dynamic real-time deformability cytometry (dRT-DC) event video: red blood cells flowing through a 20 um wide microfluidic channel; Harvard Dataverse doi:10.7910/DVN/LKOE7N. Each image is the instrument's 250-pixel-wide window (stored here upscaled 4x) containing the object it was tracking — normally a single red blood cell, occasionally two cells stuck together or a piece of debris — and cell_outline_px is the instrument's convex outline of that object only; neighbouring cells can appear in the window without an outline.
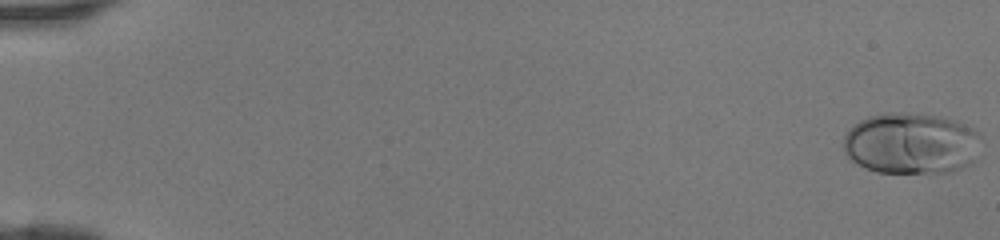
{"species": "human", "species_latin": "Homo sapiens", "temperature_condition": "room temperature", "stored_images_in_passage": 45, "camera_frame_rate_fps": 3000, "um_per_image_px": 0.085, "donor": {"sex": "female"}, "frame": {"image": 1, "passage_image": 1, "time_ms": 0.0, "image_size_px": [1000, 240], "cell_outline_px": [[980, 136], [972, 164], [952, 172], [876, 172], [852, 160], [844, 152], [844, 136], [860, 120], [868, 116], [884, 112], [904, 112], [940, 116], [956, 120], [972, 128]], "centroid_in_image_um": [77.45, 12.17], "position_along_channel_um": 7.6, "area_um2": 48.96}}
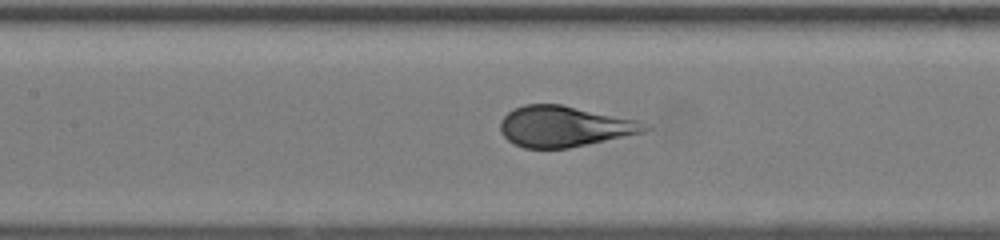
{"frame": {"image": 2, "passage_image": 23, "time_ms": 7.333, "image_size_px": [1000, 240], "cell_outline_px": [[652, 128], [644, 132], [568, 148], [524, 148], [512, 144], [500, 132], [500, 120], [508, 112], [524, 104], [560, 104], [636, 120]], "centroid_in_image_um": [47.9, 10.75], "position_along_channel_um": 159.5, "area_um2": 33.99}}
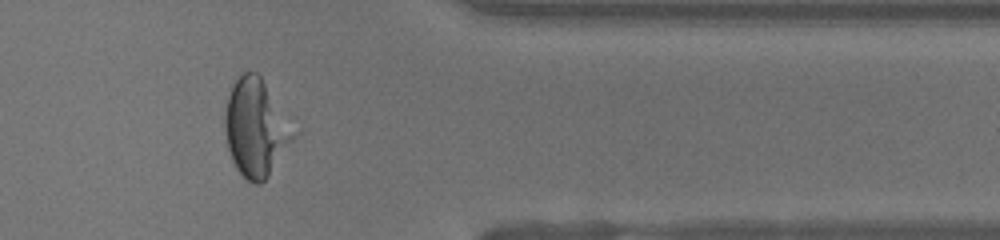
{"frame": {"image": 3, "passage_image": 39, "time_ms": 12.667, "image_size_px": [1000, 240], "cell_outline_px": [[296, 136], [268, 176], [260, 184], [256, 184], [248, 180], [236, 168], [232, 160], [228, 148], [224, 132], [224, 112], [228, 96], [236, 80], [244, 72], [256, 72], [260, 76]], "centroid_in_image_um": [21.68, 10.9], "position_along_channel_um": 389.7, "area_um2": 37.69}}